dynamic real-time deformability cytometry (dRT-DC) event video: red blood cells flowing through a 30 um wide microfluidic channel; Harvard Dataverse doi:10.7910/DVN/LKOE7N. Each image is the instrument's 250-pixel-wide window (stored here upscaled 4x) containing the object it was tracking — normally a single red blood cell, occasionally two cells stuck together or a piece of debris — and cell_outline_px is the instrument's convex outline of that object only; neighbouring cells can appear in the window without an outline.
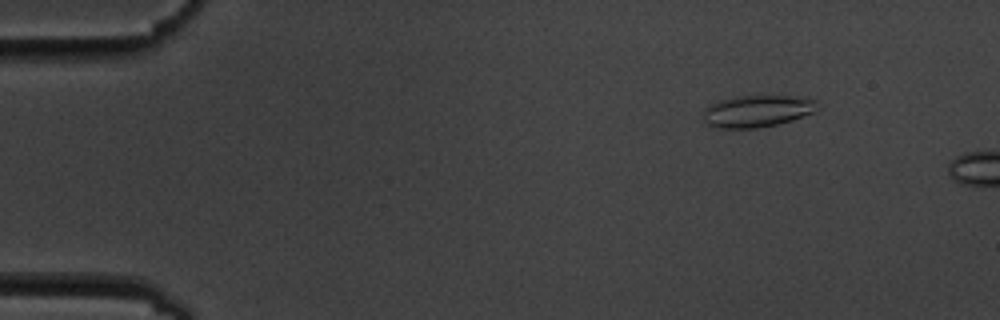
{"species": "common noctule bat (a hibernating species)", "species_latin": "Nyctalus noctula", "temperature_condition": "cold", "stored_images_in_passage": 4, "camera_frame_rate_fps": 3000, "um_per_image_px": 0.085, "animal": {"sex": "male", "body_mass_g": 19.5, "forearm_length_mm": 54.6}, "frame": {"image": 1, "passage_image": 2, "time_ms": 1.0, "image_size_px": [1000, 320], "cell_outline_px": [[820, 104], [812, 112], [792, 120], [776, 124], [756, 128], [720, 128], [708, 124], [704, 120], [704, 108], [708, 104], [716, 100], [740, 96], [788, 96], [816, 100]], "centroid_in_image_um": [64.31, 9.44], "position_along_channel_um": 20.7, "area_um2": 21.04}}